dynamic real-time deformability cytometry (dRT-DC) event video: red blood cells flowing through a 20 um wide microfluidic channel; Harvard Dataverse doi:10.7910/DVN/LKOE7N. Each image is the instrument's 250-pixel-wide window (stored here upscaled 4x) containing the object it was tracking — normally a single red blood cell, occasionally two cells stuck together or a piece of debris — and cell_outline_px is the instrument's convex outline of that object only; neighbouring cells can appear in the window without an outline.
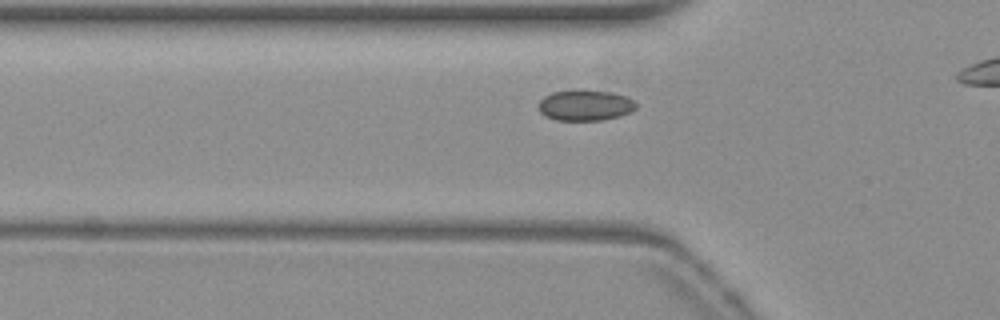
{"species": "common noctule bat (a hibernating species)", "species_latin": "Nyctalus noctula", "temperature_condition": "warm", "stored_images_in_passage": 38, "camera_frame_rate_fps": 3000, "um_per_image_px": 0.085, "animal": {"sex": "female", "body_mass_g": 19.3, "forearm_length_mm": 54.1}, "frame": {"image": 1, "passage_image": 12, "time_ms": 3.667, "image_size_px": [1000, 320], "cell_outline_px": [[640, 104], [632, 112], [620, 116], [604, 120], [556, 120], [544, 116], [540, 112], [536, 104], [544, 96], [552, 92], [576, 88], [580, 88], [612, 92], [624, 96]], "centroid_in_image_um": [49.72, 8.93], "position_along_channel_um": 76.1, "area_um2": 18.15}}
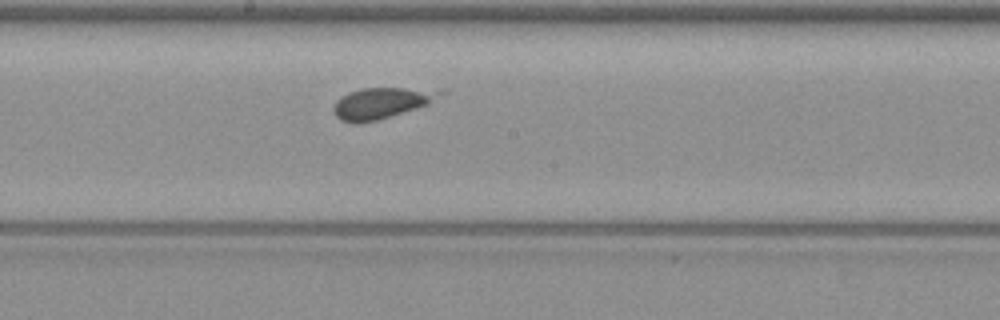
{"frame": {"image": 2, "passage_image": 23, "time_ms": 7.333, "image_size_px": [1000, 320], "cell_outline_px": [[448, 92], [428, 104], [416, 108], [376, 120], [356, 124], [352, 124], [340, 120], [332, 112], [332, 108], [336, 100], [340, 96], [348, 92], [360, 88], [444, 88]], "centroid_in_image_um": [32.45, 8.73], "position_along_channel_um": 215.8, "area_um2": 19.71}}
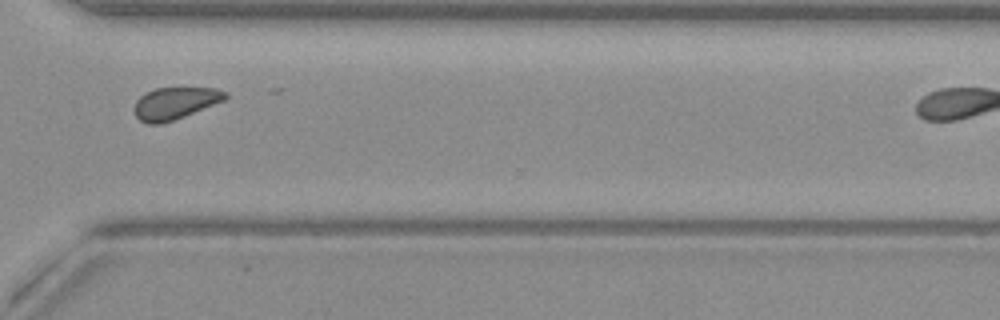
{"frame": {"image": 3, "passage_image": 34, "time_ms": 11.0, "image_size_px": [1000, 320], "cell_outline_px": [[228, 96], [224, 100], [184, 116], [160, 124], [148, 124], [140, 120], [132, 112], [132, 108], [136, 100], [144, 92], [156, 88], [216, 88], [228, 92]], "centroid_in_image_um": [14.83, 8.77], "position_along_channel_um": 355.8, "area_um2": 17.05}}